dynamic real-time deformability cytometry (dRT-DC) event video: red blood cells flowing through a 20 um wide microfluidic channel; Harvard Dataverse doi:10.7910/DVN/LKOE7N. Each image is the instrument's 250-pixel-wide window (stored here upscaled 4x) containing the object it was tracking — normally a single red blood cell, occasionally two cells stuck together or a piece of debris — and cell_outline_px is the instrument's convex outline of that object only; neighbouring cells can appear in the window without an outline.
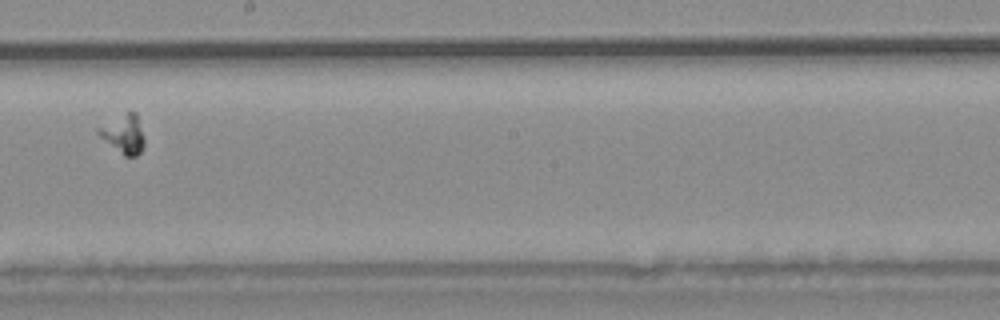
{"species": "common noctule bat (a hibernating species)", "species_latin": "Nyctalus noctula", "temperature_condition": "warm", "stored_images_in_passage": 32, "camera_frame_rate_fps": 3000, "um_per_image_px": 0.085, "animal": {"sex": "male", "body_mass_g": 20.4}, "frame": {"image": 1, "passage_image": 16, "time_ms": 5.0, "image_size_px": [1000, 320], "cell_outline_px": [[144, 148], [136, 156], [124, 156], [100, 136], [96, 132], [96, 128], [128, 112], [136, 112], [144, 140]], "centroid_in_image_um": [10.52, 11.42], "position_along_channel_um": 237.7, "area_um2": 10.0}}